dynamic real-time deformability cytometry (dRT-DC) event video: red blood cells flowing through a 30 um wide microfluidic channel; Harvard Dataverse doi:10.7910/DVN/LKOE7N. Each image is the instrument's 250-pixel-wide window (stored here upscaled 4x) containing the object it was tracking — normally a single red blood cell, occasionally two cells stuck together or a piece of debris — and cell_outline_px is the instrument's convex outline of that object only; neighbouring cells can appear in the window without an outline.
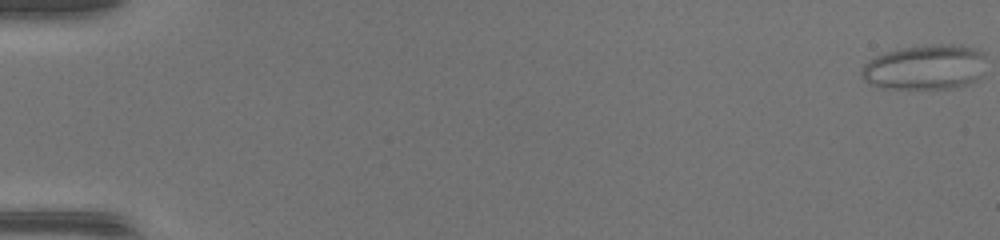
{"species": "common noctule bat (a hibernating species)", "species_latin": "Nyctalus noctula", "temperature_condition": "warm", "stored_images_in_passage": 50, "camera_frame_rate_fps": 3000, "um_per_image_px": 0.085, "animal": {"sex": "female", "body_mass_g": 17.0, "forearm_length_mm": 48.0}, "frame": {"image": 1, "passage_image": 1, "time_ms": 0.0, "image_size_px": [1000, 240], "cell_outline_px": [[984, 56], [980, 76], [976, 80], [956, 88], [880, 88], [868, 84], [860, 76], [860, 72], [864, 64], [868, 60], [884, 52], [896, 48], [932, 44], [960, 44], [980, 48], [984, 52]], "centroid_in_image_um": [78.6, 5.69], "position_along_channel_um": 6.4, "area_um2": 33.18}}
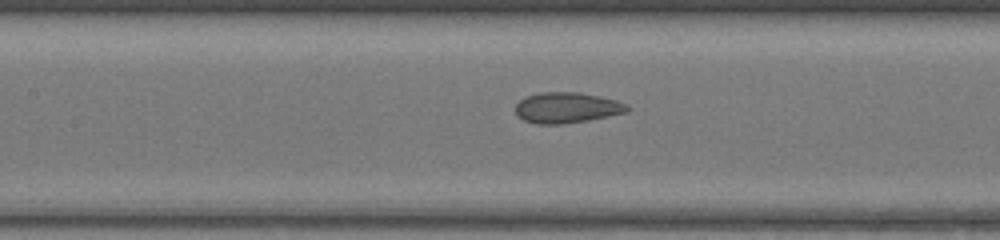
{"frame": {"image": 2, "passage_image": 25, "time_ms": 8.0, "image_size_px": [1000, 240], "cell_outline_px": [[628, 112], [588, 120], [564, 124], [536, 124], [524, 120], [516, 116], [516, 104], [520, 100], [528, 96], [540, 92], [580, 92], [600, 96], [616, 100], [628, 104]], "centroid_in_image_um": [48.18, 9.15], "position_along_channel_um": 159.2, "area_um2": 20.06}}
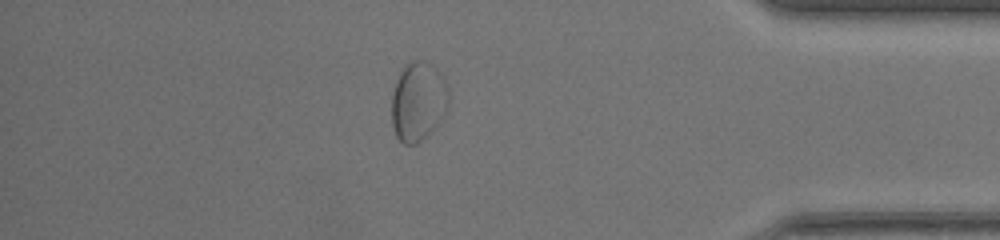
{"frame": {"image": 3, "passage_image": 44, "time_ms": 14.333, "image_size_px": [1000, 240], "cell_outline_px": [[448, 104], [444, 116], [416, 144], [404, 144], [396, 136], [392, 124], [392, 92], [396, 80], [400, 72], [412, 60], [424, 60], [432, 64], [440, 72], [448, 88]], "centroid_in_image_um": [35.54, 8.59], "position_along_channel_um": 399.7, "area_um2": 26.07}}